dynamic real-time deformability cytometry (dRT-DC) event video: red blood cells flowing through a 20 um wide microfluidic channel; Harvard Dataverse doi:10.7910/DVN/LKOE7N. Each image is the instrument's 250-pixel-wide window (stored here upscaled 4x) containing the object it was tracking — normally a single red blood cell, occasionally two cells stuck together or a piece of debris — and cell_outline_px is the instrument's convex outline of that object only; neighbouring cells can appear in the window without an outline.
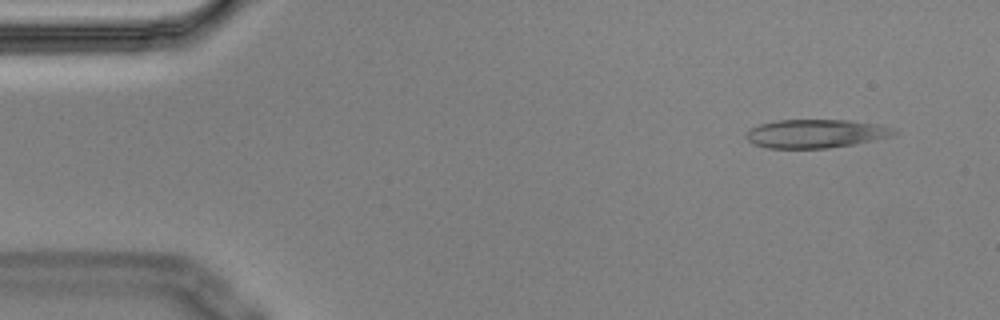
{"species": "Egyptian fruit bat (a non-hibernating species)", "species_latin": "Rousettus aegyptiacus", "temperature_condition": "cold", "stored_images_in_passage": 5, "camera_frame_rate_fps": 3000, "um_per_image_px": 0.085, "animal": {"sex": "male"}, "frame": {"image": 1, "passage_image": 1, "time_ms": 0.0, "image_size_px": [1000, 320], "cell_outline_px": [[896, 132], [888, 136], [872, 140], [852, 144], [828, 148], [768, 148], [752, 144], [748, 140], [748, 132], [752, 128], [760, 124], [776, 120], [848, 120], [876, 124], [892, 128]], "centroid_in_image_um": [69.29, 11.35], "position_along_channel_um": 15.7, "area_um2": 24.1}}
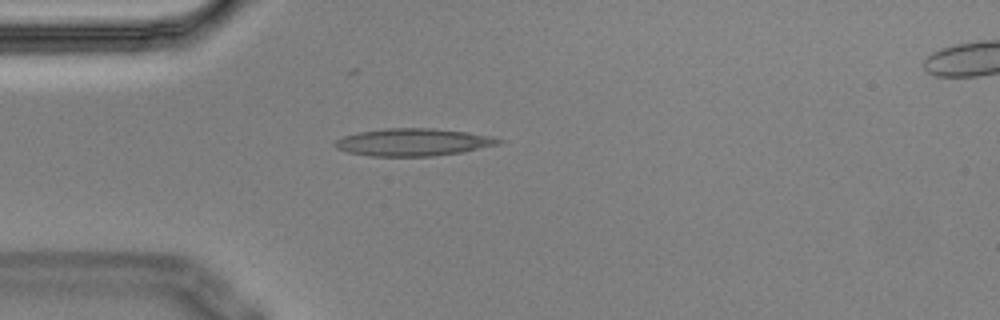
{"frame": {"image": 2, "passage_image": 4, "time_ms": 1.0, "image_size_px": [1000, 320], "cell_outline_px": [[504, 140], [500, 144], [460, 152], [432, 156], [372, 156], [348, 152], [336, 148], [332, 144], [340, 136], [356, 132], [384, 128], [432, 128], [468, 132], [488, 136]], "centroid_in_image_um": [35.05, 12.07], "position_along_channel_um": 50.0, "area_um2": 26.18}}